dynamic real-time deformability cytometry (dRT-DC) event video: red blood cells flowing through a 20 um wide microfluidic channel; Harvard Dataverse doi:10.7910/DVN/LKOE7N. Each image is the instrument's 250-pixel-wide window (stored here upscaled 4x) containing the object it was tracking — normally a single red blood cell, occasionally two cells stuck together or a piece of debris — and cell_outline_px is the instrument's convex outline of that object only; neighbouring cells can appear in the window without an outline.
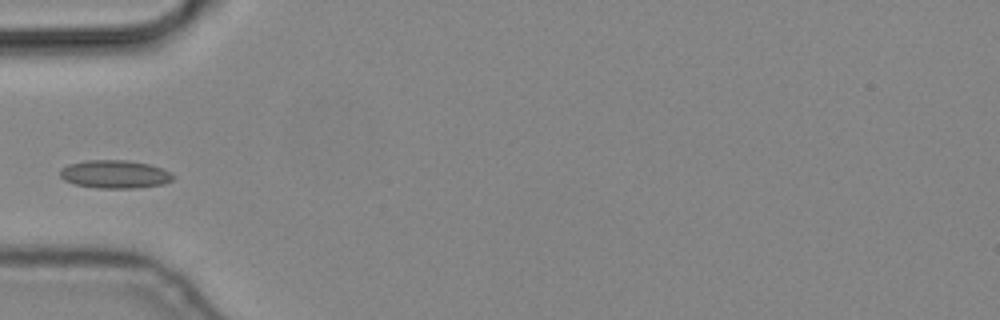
{"species": "common noctule bat (a hibernating species)", "species_latin": "Nyctalus noctula", "temperature_condition": "cold", "stored_images_in_passage": 3, "camera_frame_rate_fps": 3000, "um_per_image_px": 0.085, "animal": {"sex": "male", "body_mass_g": 19.2, "forearm_length_mm": 51.8}, "frame": {"image": 1, "passage_image": 3, "time_ms": 0.667, "image_size_px": [1000, 320], "cell_outline_px": [[176, 176], [172, 180], [164, 184], [136, 188], [96, 188], [76, 184], [64, 180], [60, 176], [60, 168], [68, 164], [88, 160], [128, 160], [148, 164], [160, 168]], "centroid_in_image_um": [9.75, 14.81], "position_along_channel_um": 75.3, "area_um2": 18.5}}